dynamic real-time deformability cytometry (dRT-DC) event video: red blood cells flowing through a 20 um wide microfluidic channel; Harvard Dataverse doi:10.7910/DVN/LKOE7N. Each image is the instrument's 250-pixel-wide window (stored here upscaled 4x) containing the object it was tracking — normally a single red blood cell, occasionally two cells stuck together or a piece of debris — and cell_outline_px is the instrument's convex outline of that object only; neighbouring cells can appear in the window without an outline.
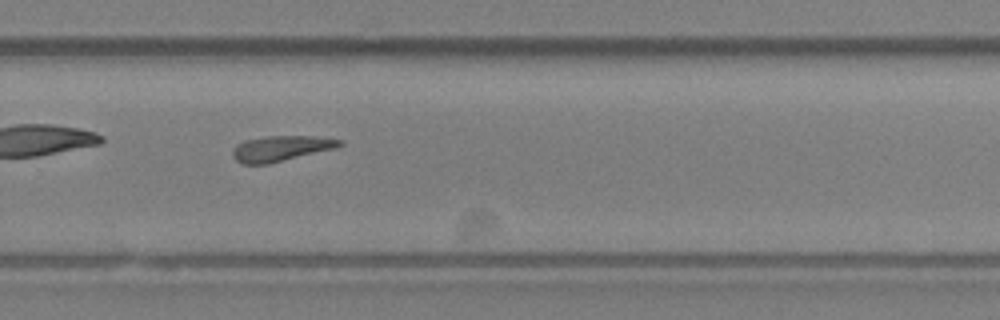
{"species": "Egyptian fruit bat (a non-hibernating species)", "species_latin": "Rousettus aegyptiacus", "temperature_condition": "room temperature", "stored_images_in_passage": 38, "camera_frame_rate_fps": 3000, "um_per_image_px": 0.085, "animal": {"sex": "female"}, "frame": {"image": 1, "passage_image": 22, "time_ms": 7.0, "image_size_px": [1000, 320], "cell_outline_px": [[344, 144], [336, 148], [268, 164], [244, 164], [236, 160], [232, 156], [232, 148], [236, 144], [244, 140], [268, 136], [312, 136], [344, 140]], "centroid_in_image_um": [23.87, 12.61], "position_along_channel_um": 305.9, "area_um2": 15.95}}
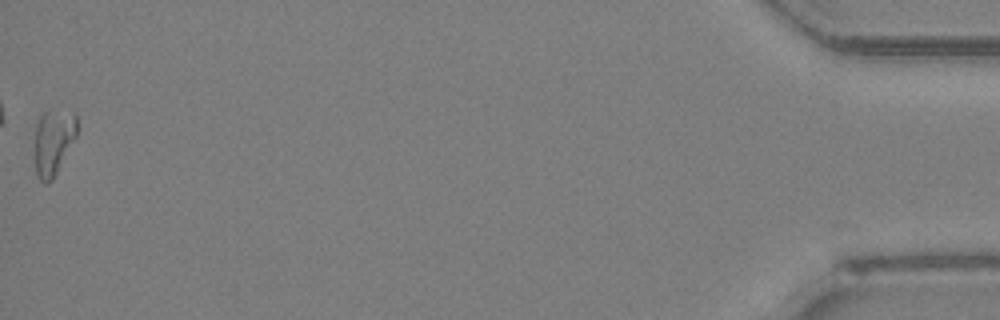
{"frame": {"image": 2, "passage_image": 38, "time_ms": 12.333, "image_size_px": [1000, 320], "cell_outline_px": [[76, 136], [52, 180], [48, 184], [44, 184], [36, 176], [36, 124], [40, 112], [76, 112]], "centroid_in_image_um": [4.53, 12.08], "position_along_channel_um": 430.7, "area_um2": 15.84}}